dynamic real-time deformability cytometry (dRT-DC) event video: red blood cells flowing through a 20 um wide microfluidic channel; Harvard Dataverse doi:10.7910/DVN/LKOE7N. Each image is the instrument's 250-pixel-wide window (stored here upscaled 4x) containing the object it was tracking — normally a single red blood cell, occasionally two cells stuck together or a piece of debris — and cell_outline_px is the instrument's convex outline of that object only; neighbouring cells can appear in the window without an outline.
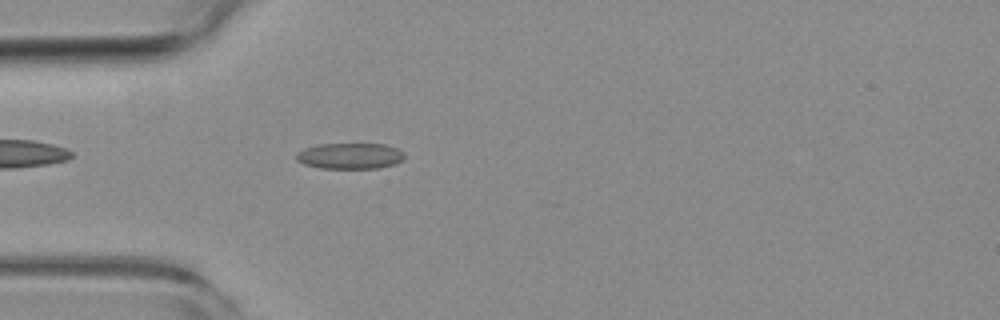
{"species": "common noctule bat (a hibernating species)", "species_latin": "Nyctalus noctula", "temperature_condition": "room temperature", "stored_images_in_passage": 14, "camera_frame_rate_fps": 3000, "um_per_image_px": 0.085, "animal": {"sex": "female", "body_mass_g": 19.3, "forearm_length_mm": 54.1}, "frame": {"image": 1, "passage_image": 4, "time_ms": 1.0, "image_size_px": [1000, 320], "cell_outline_px": [[404, 160], [396, 164], [380, 168], [320, 168], [304, 164], [296, 160], [296, 152], [304, 148], [320, 144], [388, 144], [404, 152]], "centroid_in_image_um": [29.77, 13.25], "position_along_channel_um": 55.2, "area_um2": 16.53}}
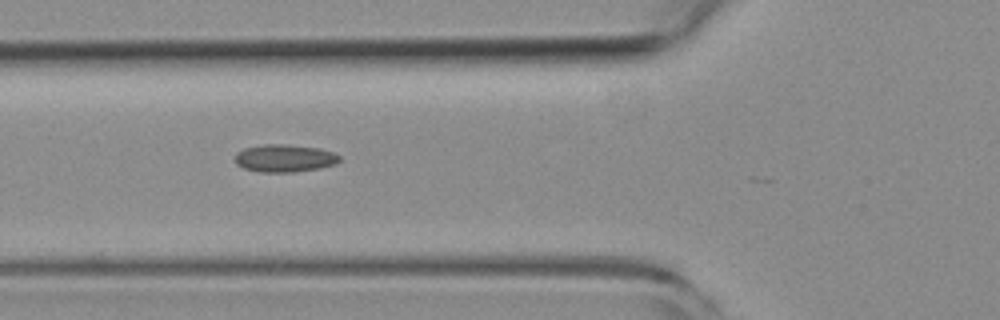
{"frame": {"image": 2, "passage_image": 8, "time_ms": 2.333, "image_size_px": [1000, 320], "cell_outline_px": [[340, 160], [336, 164], [320, 168], [292, 172], [260, 172], [244, 168], [236, 164], [236, 152], [244, 148], [264, 144], [284, 144], [320, 148], [332, 152], [340, 156]], "centroid_in_image_um": [24.19, 13.44], "position_along_channel_um": 101.6, "area_um2": 16.82}}
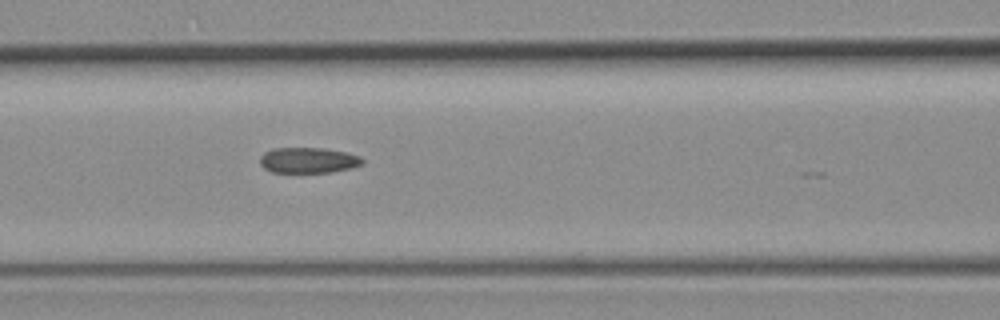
{"frame": {"image": 3, "passage_image": 11, "time_ms": 3.333, "image_size_px": [1000, 320], "cell_outline_px": [[364, 164], [352, 168], [332, 172], [272, 172], [264, 168], [260, 164], [260, 156], [264, 152], [272, 148], [320, 148], [348, 152], [360, 156], [364, 160]], "centroid_in_image_um": [26.23, 13.62], "position_along_channel_um": 140.4, "area_um2": 15.43}}